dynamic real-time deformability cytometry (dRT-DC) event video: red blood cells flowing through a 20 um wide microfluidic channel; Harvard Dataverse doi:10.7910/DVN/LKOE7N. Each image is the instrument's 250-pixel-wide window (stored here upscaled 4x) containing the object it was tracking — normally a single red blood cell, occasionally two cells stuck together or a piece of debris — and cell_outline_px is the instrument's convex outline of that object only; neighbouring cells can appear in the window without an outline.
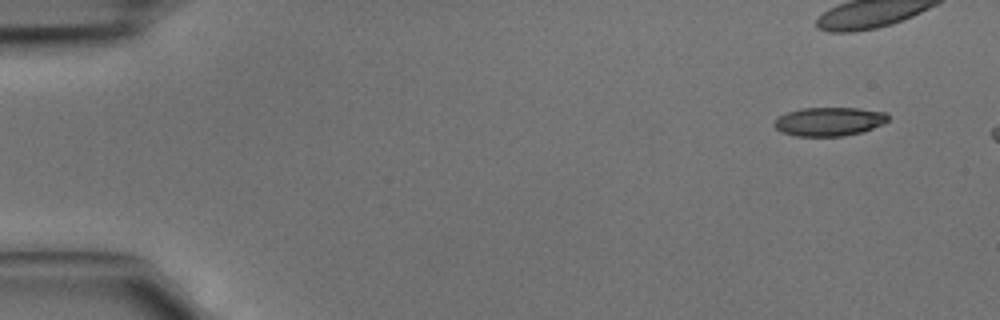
{"species": "common noctule bat (a hibernating species)", "species_latin": "Nyctalus noctula", "temperature_condition": "cold", "stored_images_in_passage": 3, "camera_frame_rate_fps": 3000, "um_per_image_px": 0.085, "animal": {"sex": "male", "body_mass_g": 15.6}, "frame": {"image": 1, "passage_image": 1, "time_ms": 0.0, "image_size_px": [1000, 320], "cell_outline_px": [[888, 120], [884, 124], [860, 132], [844, 136], [796, 136], [780, 132], [772, 124], [780, 116], [788, 112], [800, 108], [860, 108], [888, 112]], "centroid_in_image_um": [70.49, 10.33], "position_along_channel_um": 14.5, "area_um2": 19.13}}